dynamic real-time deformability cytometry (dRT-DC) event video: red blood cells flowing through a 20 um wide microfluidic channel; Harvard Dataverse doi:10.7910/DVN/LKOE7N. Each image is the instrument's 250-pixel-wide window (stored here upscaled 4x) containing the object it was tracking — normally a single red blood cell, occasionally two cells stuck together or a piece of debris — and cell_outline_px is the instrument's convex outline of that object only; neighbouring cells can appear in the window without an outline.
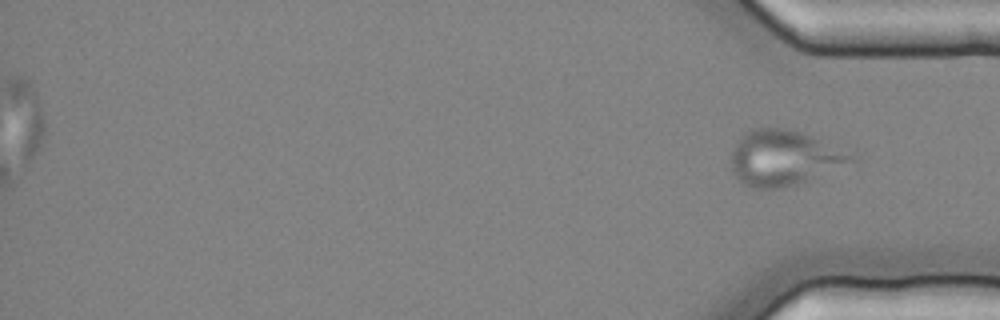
{"species": "common noctule bat (a hibernating species)", "species_latin": "Nyctalus noctula", "temperature_condition": "cold", "stored_images_in_passage": 11, "segment_of_instrument_passage": [2, 2], "camera_frame_rate_fps": 3000, "um_per_image_px": 0.085, "animal": {"sex": "female", "body_mass_g": 25.1}, "frame": {"image": 1, "passage_image": 11, "time_ms": 3.333, "image_size_px": [1000, 320], "cell_outline_px": [[860, 152], [856, 160], [808, 180], [796, 184], [780, 188], [752, 188], [744, 184], [732, 172], [732, 148], [752, 128], [788, 128]], "centroid_in_image_um": [66.74, 13.4], "position_along_channel_um": 368.5, "area_um2": 38.9}}